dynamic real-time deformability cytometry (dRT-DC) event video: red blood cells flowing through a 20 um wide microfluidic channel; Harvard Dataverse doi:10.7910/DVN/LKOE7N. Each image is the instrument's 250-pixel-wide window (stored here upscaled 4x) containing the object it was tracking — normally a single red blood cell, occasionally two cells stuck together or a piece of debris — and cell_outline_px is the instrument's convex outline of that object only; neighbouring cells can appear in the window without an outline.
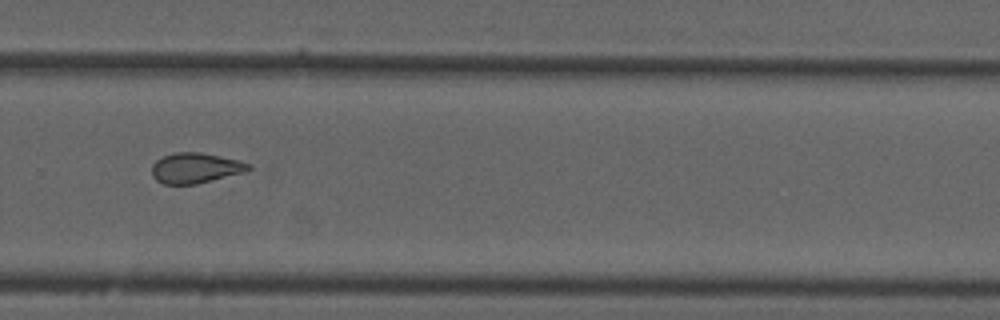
{"species": "common noctule bat (a hibernating species)", "species_latin": "Nyctalus noctula", "temperature_condition": "cold", "stored_images_in_passage": 41, "camera_frame_rate_fps": 3000, "um_per_image_px": 0.085, "animal": {"sex": "male", "forearm_length_mm": 52.5}, "frame": {"image": 1, "passage_image": 30, "time_ms": 9.667, "image_size_px": [1000, 320], "cell_outline_px": [[260, 168], [248, 172], [196, 184], [164, 184], [156, 180], [152, 176], [152, 164], [156, 160], [172, 152], [200, 152], [240, 160], [252, 164]], "centroid_in_image_um": [16.72, 14.28], "position_along_channel_um": 313.1, "area_um2": 17.63}}